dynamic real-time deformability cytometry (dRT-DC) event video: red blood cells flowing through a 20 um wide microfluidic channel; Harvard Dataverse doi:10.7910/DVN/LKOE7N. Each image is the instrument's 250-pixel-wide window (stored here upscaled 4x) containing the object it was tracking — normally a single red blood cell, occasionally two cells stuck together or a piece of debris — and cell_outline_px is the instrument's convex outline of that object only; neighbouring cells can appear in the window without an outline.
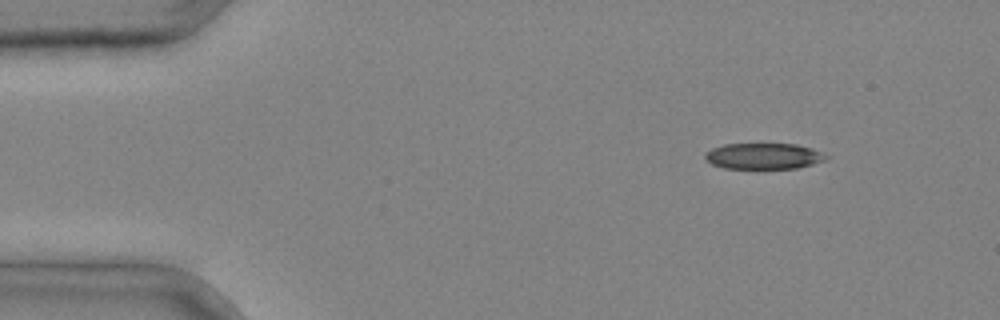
{"species": "common noctule bat (a hibernating species)", "species_latin": "Nyctalus noctula", "temperature_condition": "cold", "stored_images_in_passage": 4, "camera_frame_rate_fps": 3000, "um_per_image_px": 0.085, "animal": {"sex": "male", "body_mass_g": 20.4}, "frame": {"image": 1, "passage_image": 1, "time_ms": 0.0, "image_size_px": [1000, 320], "cell_outline_px": [[828, 156], [824, 160], [812, 164], [796, 168], [756, 172], [724, 168], [712, 164], [704, 156], [712, 148], [724, 144], [796, 144], [812, 148]], "centroid_in_image_um": [64.88, 13.32], "position_along_channel_um": 20.1, "area_um2": 19.07}}